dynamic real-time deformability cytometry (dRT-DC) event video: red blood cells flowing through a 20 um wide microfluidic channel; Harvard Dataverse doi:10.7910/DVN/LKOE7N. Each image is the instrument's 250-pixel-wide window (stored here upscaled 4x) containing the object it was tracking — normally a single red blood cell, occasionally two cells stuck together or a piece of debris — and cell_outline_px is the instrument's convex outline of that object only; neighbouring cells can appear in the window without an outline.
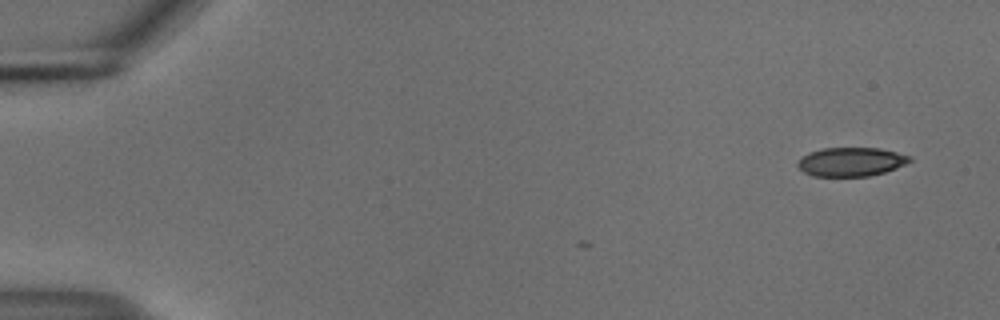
{"species": "common noctule bat (a hibernating species)", "species_latin": "Nyctalus noctula", "temperature_condition": "cold", "stored_images_in_passage": 4, "camera_frame_rate_fps": 3000, "um_per_image_px": 0.085, "animal": {"sex": "male", "body_mass_g": 18.8}, "frame": {"image": 1, "passage_image": 4, "time_ms": 1.0, "image_size_px": [1000, 320], "cell_outline_px": [[912, 160], [896, 168], [884, 172], [868, 176], [812, 176], [804, 172], [796, 164], [808, 152], [824, 148], [880, 148], [912, 156]], "centroid_in_image_um": [72.35, 13.75], "position_along_channel_um": 12.6, "area_um2": 18.73}}